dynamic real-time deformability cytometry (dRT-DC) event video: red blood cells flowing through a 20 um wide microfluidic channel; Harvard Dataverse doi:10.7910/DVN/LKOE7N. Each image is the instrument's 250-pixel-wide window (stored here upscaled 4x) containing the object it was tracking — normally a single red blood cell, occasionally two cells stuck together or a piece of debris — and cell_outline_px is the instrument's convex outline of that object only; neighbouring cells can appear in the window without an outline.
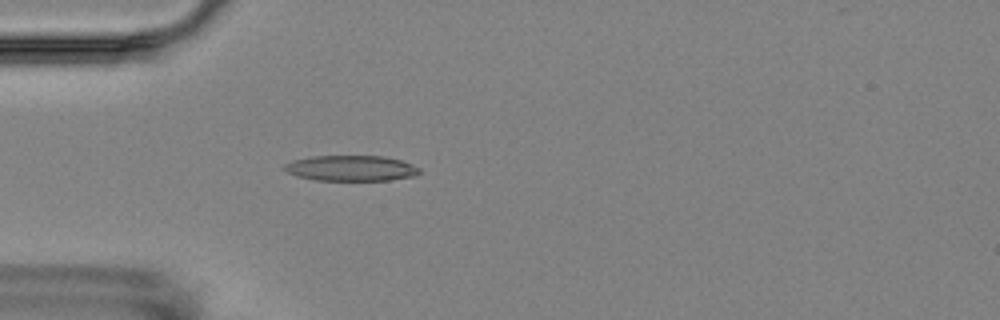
{"species": "Egyptian fruit bat (a non-hibernating species)", "species_latin": "Rousettus aegyptiacus", "temperature_condition": "room temperature", "stored_images_in_passage": 2, "camera_frame_rate_fps": 3000, "um_per_image_px": 0.085, "animal": {"sex": "female"}, "frame": {"image": 1, "passage_image": 2, "time_ms": 1.0, "image_size_px": [1000, 320], "cell_outline_px": [[420, 172], [416, 176], [388, 180], [316, 180], [296, 176], [288, 172], [284, 168], [284, 164], [292, 160], [312, 156], [384, 156], [400, 160], [420, 168]], "centroid_in_image_um": [29.83, 14.29], "position_along_channel_um": 55.2, "area_um2": 20.06}}